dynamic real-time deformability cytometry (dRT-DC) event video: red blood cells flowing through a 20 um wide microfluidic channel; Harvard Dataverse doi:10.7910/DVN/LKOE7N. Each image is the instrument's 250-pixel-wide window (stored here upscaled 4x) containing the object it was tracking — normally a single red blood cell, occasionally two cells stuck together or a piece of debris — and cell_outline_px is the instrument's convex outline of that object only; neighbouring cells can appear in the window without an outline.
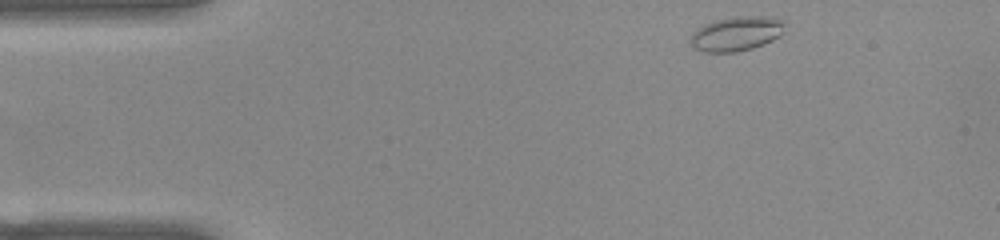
{"species": "common noctule bat (a hibernating species)", "species_latin": "Nyctalus noctula", "temperature_condition": "warm", "stored_images_in_passage": 46, "camera_frame_rate_fps": 3000, "um_per_image_px": 0.085, "animal": {"sex": "female", "body_mass_g": 22.0, "forearm_length_mm": 56.7}, "frame": {"image": 1, "passage_image": 1, "time_ms": 0.0, "image_size_px": [1000, 240], "cell_outline_px": [[784, 24], [780, 36], [764, 44], [752, 48], [736, 52], [704, 52], [696, 48], [688, 40], [692, 32], [704, 24], [712, 20], [736, 16], [776, 16], [784, 20]], "centroid_in_image_um": [62.59, 2.84], "position_along_channel_um": 22.4, "area_um2": 19.19}}
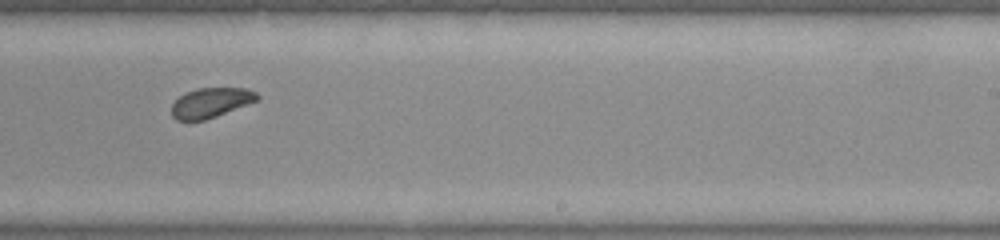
{"frame": {"image": 2, "passage_image": 26, "time_ms": 8.333, "image_size_px": [1000, 240], "cell_outline_px": [[260, 100], [216, 116], [204, 120], [176, 120], [172, 116], [172, 104], [180, 96], [196, 88], [244, 88], [256, 92], [260, 96]], "centroid_in_image_um": [17.95, 8.72], "position_along_channel_um": 271.0, "area_um2": 14.8}}
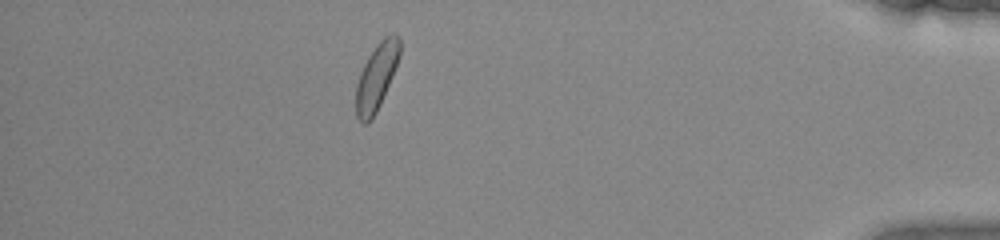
{"frame": {"image": 3, "passage_image": 40, "time_ms": 13.0, "image_size_px": [1000, 240], "cell_outline_px": [[400, 56], [392, 76], [380, 104], [372, 120], [368, 124], [364, 124], [356, 116], [356, 84], [360, 72], [368, 56], [376, 44], [384, 36], [392, 32], [396, 32], [400, 36]], "centroid_in_image_um": [32.01, 6.49], "position_along_channel_um": 403.2, "area_um2": 17.11}, "authors_computed_cell_mechanics": {"area_um2": 16.2996, "velocity_mm_per_s": 3.8847, "shape_relaxation_time_tau1_ms": 2.4323, "shape_relaxation_time_tau2_ms": 1.6829, "deformation_change_tau1": 0.0671, "deformation_change_tau2": 0.0561}}